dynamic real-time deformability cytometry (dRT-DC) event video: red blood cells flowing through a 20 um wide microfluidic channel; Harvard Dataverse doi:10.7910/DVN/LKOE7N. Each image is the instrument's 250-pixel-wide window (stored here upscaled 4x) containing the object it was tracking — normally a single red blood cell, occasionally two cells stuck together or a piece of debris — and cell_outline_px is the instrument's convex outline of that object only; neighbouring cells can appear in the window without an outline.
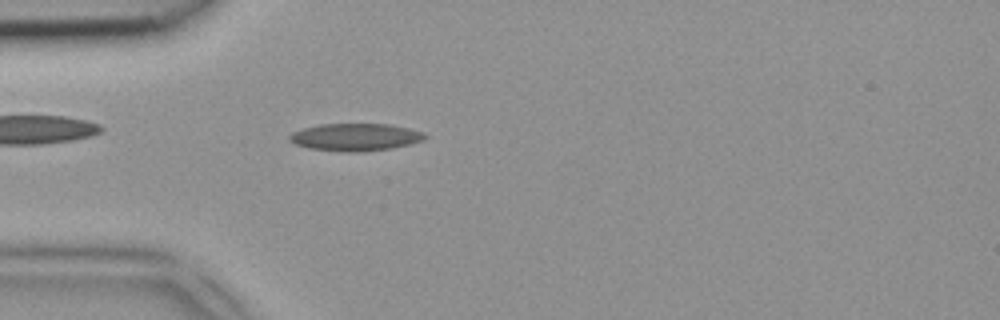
{"species": "common noctule bat (a hibernating species)", "species_latin": "Nyctalus noctula", "temperature_condition": "room temperature", "stored_images_in_passage": 40, "camera_frame_rate_fps": 3000, "um_per_image_px": 0.085, "animal": {"sex": "female", "body_mass_g": 18.4}, "frame": {"image": 1, "passage_image": 7, "time_ms": 2.0, "image_size_px": [1000, 320], "cell_outline_px": [[428, 136], [424, 140], [392, 148], [360, 152], [340, 152], [308, 148], [296, 144], [288, 140], [288, 136], [292, 132], [304, 128], [320, 124], [392, 124], [424, 132]], "centroid_in_image_um": [30.2, 11.66], "position_along_channel_um": 54.8, "area_um2": 21.79}}
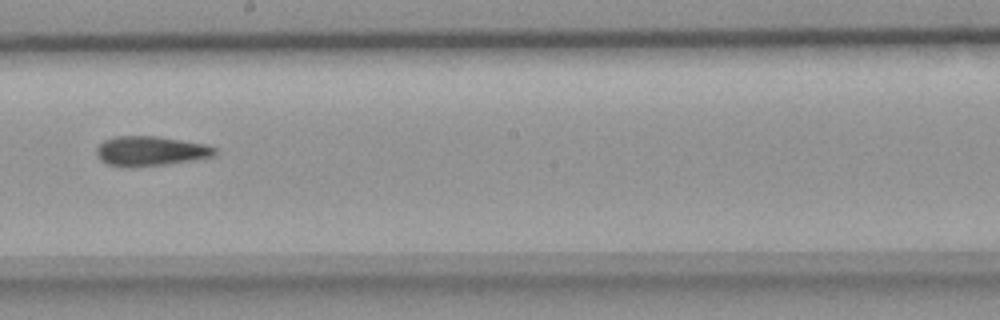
{"frame": {"image": 2, "passage_image": 20, "time_ms": 6.333, "image_size_px": [1000, 320], "cell_outline_px": [[216, 156], [164, 164], [132, 168], [124, 168], [108, 164], [100, 160], [96, 156], [96, 148], [104, 140], [116, 136], [156, 136], [204, 144], [216, 148]], "centroid_in_image_um": [12.74, 12.85], "position_along_channel_um": 235.5, "area_um2": 20.52}}
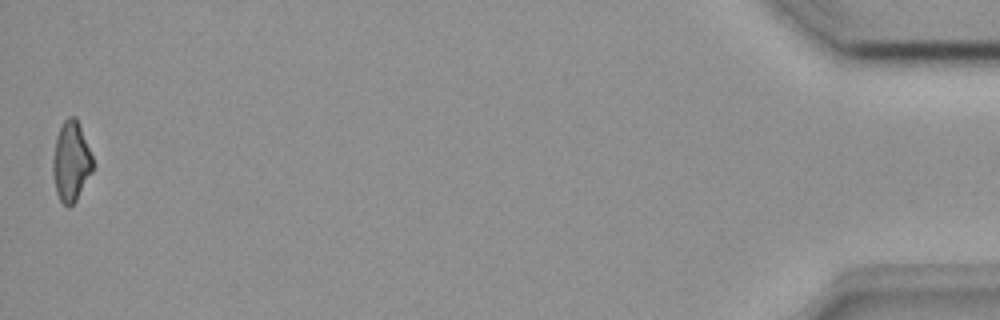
{"frame": {"image": 3, "passage_image": 40, "time_ms": 13.0, "image_size_px": [1000, 320], "cell_outline_px": [[92, 172], [76, 200], [68, 208], [60, 200], [56, 192], [52, 172], [52, 160], [56, 136], [64, 120], [68, 116], [76, 116], [92, 156]], "centroid_in_image_um": [6.02, 13.72], "position_along_channel_um": 429.2, "area_um2": 18.5}}